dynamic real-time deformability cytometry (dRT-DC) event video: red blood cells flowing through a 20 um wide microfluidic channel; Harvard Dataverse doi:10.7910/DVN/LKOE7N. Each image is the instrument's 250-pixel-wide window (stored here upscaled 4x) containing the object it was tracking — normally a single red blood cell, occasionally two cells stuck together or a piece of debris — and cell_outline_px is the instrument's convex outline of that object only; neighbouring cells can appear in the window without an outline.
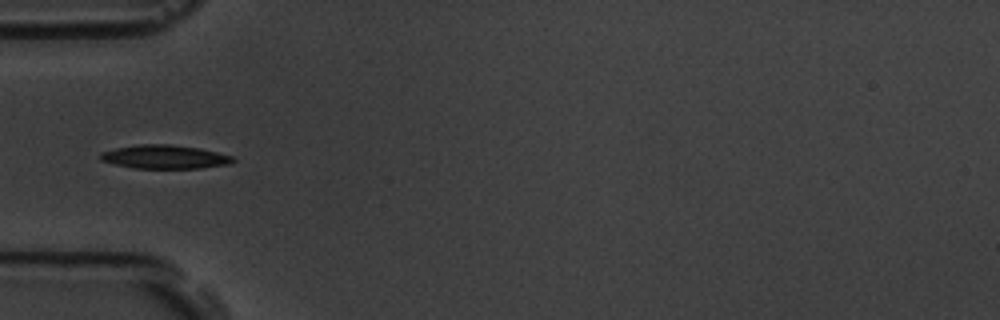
{"species": "common noctule bat (a hibernating species)", "species_latin": "Nyctalus noctula", "temperature_condition": "room temperature", "stored_images_in_passage": 7, "camera_frame_rate_fps": 3000, "um_per_image_px": 0.085, "animal": {"sex": "male", "body_mass_g": 19.5, "forearm_length_mm": 54.6}, "frame": {"image": 1, "passage_image": 5, "time_ms": 4.333, "image_size_px": [1000, 320], "cell_outline_px": [[236, 160], [228, 164], [200, 168], [132, 168], [100, 160], [100, 152], [116, 148], [140, 144], [168, 144], [200, 148], [232, 156]], "centroid_in_image_um": [13.99, 13.33], "position_along_channel_um": 71.0, "area_um2": 18.15}}
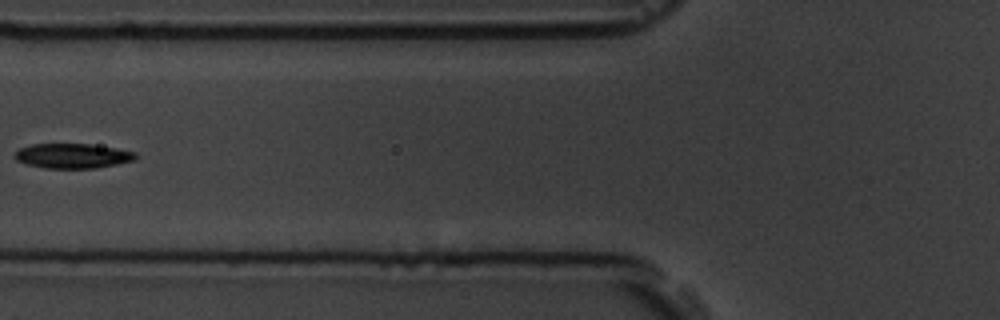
{"frame": {"image": 2, "passage_image": 6, "time_ms": 5.667, "image_size_px": [1000, 320], "cell_outline_px": [[136, 160], [96, 168], [44, 168], [28, 164], [16, 160], [12, 156], [20, 148], [32, 144], [92, 144], [116, 148], [136, 152]], "centroid_in_image_um": [6.17, 13.24], "position_along_channel_um": 119.6, "area_um2": 17.46}}
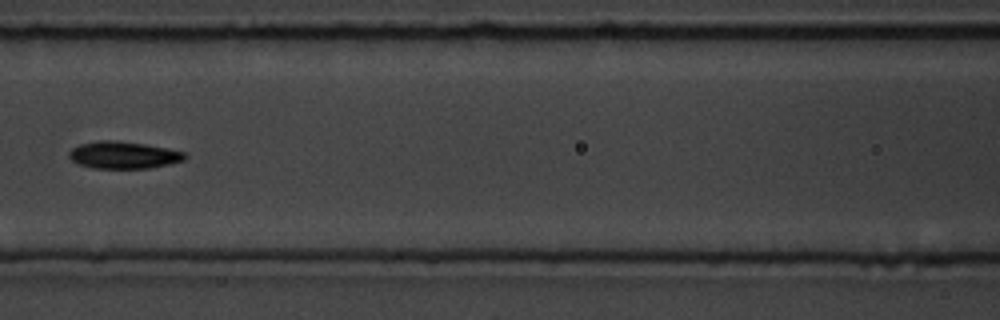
{"frame": {"image": 3, "passage_image": 7, "time_ms": 6.667, "image_size_px": [1000, 320], "cell_outline_px": [[188, 156], [184, 160], [168, 164], [148, 168], [92, 168], [80, 164], [72, 160], [68, 156], [68, 152], [72, 148], [80, 144], [100, 140], [116, 140], [144, 144], [168, 148], [184, 152]], "centroid_in_image_um": [10.49, 13.17], "position_along_channel_um": 156.1, "area_um2": 18.26}}